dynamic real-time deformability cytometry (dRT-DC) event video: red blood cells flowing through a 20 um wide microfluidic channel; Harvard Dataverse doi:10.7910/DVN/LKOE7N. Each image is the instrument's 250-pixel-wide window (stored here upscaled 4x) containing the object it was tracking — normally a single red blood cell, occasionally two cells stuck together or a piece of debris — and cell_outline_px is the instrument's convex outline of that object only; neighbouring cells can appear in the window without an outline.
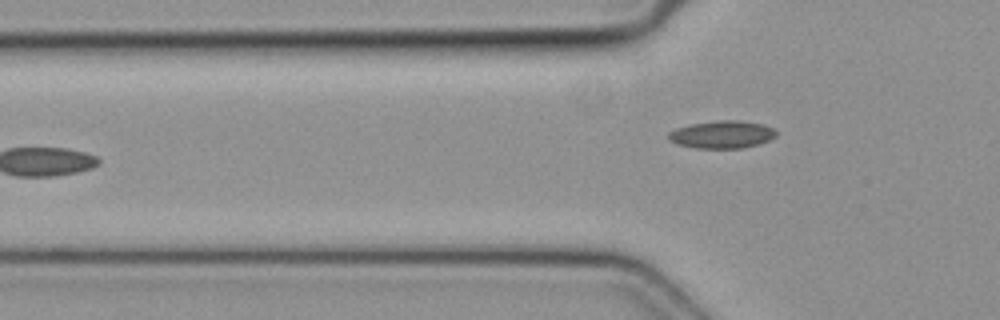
{"species": "common noctule bat (a hibernating species)", "species_latin": "Nyctalus noctula", "temperature_condition": "cold", "stored_images_in_passage": 6, "camera_frame_rate_fps": 3000, "um_per_image_px": 0.085, "animal": {"sex": "female", "body_mass_g": 19.3, "forearm_length_mm": 54.1}, "frame": {"image": 1, "passage_image": 6, "time_ms": 1.667, "image_size_px": [1000, 320], "cell_outline_px": [[776, 136], [768, 140], [756, 144], [740, 148], [696, 148], [676, 144], [668, 140], [668, 132], [676, 128], [688, 124], [716, 120], [740, 120], [764, 124], [772, 128], [776, 132]], "centroid_in_image_um": [61.32, 11.42], "position_along_channel_um": 64.5, "area_um2": 17.4}}